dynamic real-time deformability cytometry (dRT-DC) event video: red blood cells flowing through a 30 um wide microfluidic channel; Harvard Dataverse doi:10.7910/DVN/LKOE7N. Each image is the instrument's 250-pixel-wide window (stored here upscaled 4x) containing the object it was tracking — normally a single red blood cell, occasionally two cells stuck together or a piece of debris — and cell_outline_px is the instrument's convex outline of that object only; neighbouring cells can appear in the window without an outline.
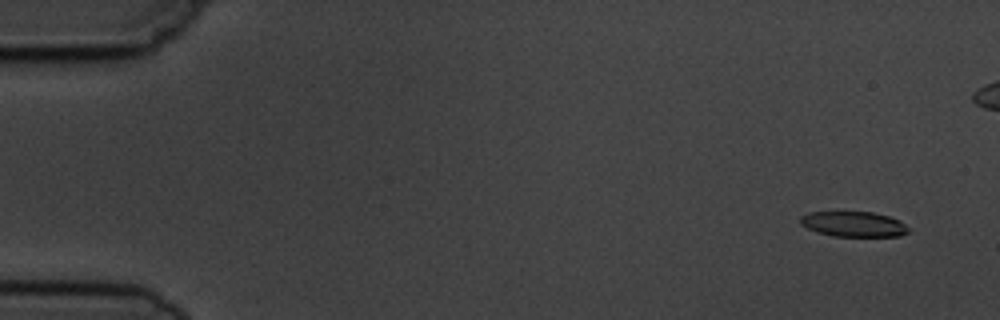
{"species": "common noctule bat (a hibernating species)", "species_latin": "Nyctalus noctula", "temperature_condition": "cold", "stored_images_in_passage": 7, "segment_of_instrument_passage": [1, 2], "camera_frame_rate_fps": 3000, "um_per_image_px": 0.085, "animal": {"sex": "male", "body_mass_g": 19.5, "forearm_length_mm": 54.6}, "frame": {"image": 1, "passage_image": 1, "time_ms": 0.0, "image_size_px": [1000, 320], "cell_outline_px": [[908, 232], [900, 236], [832, 236], [816, 232], [800, 224], [800, 216], [808, 212], [872, 212], [888, 216], [900, 220], [908, 228]], "centroid_in_image_um": [72.53, 19.05], "position_along_channel_um": 12.5, "area_um2": 15.9}}
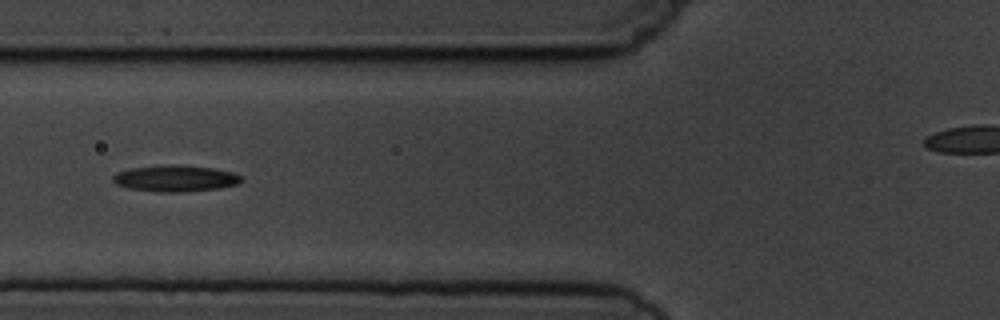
{"frame": {"image": 2, "passage_image": 6, "time_ms": 6.0, "image_size_px": [1000, 320], "cell_outline_px": [[244, 180], [240, 184], [220, 188], [184, 192], [160, 192], [128, 188], [116, 184], [112, 180], [112, 176], [116, 172], [132, 168], [172, 164], [184, 164], [212, 168], [232, 172], [244, 176]], "centroid_in_image_um": [14.96, 15.16], "position_along_channel_um": 110.8, "area_um2": 20.06}}